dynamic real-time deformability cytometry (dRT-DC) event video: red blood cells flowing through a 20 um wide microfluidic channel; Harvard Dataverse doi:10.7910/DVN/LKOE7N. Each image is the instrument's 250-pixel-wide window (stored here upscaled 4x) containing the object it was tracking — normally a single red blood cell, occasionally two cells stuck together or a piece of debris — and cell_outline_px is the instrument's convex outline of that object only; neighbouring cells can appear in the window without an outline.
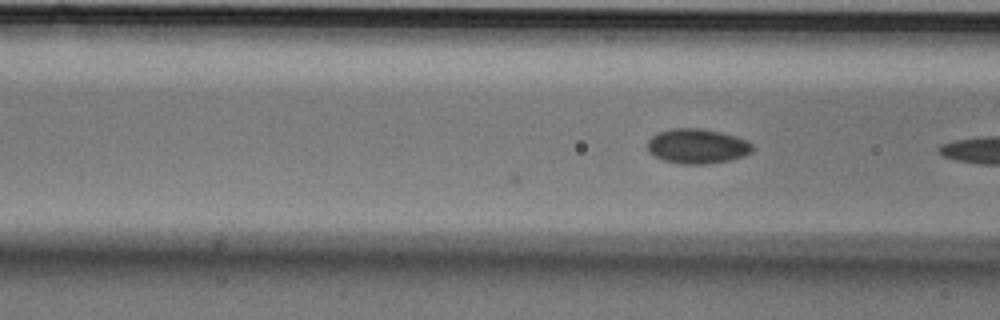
{"species": "Egyptian fruit bat (a non-hibernating species)", "species_latin": "Rousettus aegyptiacus", "temperature_condition": "cold", "stored_images_in_passage": 4, "camera_frame_rate_fps": 3000, "um_per_image_px": 0.085, "animal": {"sex": "male"}, "frame": {"image": 1, "passage_image": 4, "time_ms": 1.0, "image_size_px": [1000, 320], "cell_outline_px": [[752, 152], [744, 156], [728, 160], [704, 164], [680, 164], [664, 160], [652, 156], [648, 152], [648, 140], [652, 136], [660, 132], [672, 128], [700, 128], [720, 132], [736, 136], [752, 144]], "centroid_in_image_um": [59.23, 12.43], "position_along_channel_um": 107.4, "area_um2": 21.21}}